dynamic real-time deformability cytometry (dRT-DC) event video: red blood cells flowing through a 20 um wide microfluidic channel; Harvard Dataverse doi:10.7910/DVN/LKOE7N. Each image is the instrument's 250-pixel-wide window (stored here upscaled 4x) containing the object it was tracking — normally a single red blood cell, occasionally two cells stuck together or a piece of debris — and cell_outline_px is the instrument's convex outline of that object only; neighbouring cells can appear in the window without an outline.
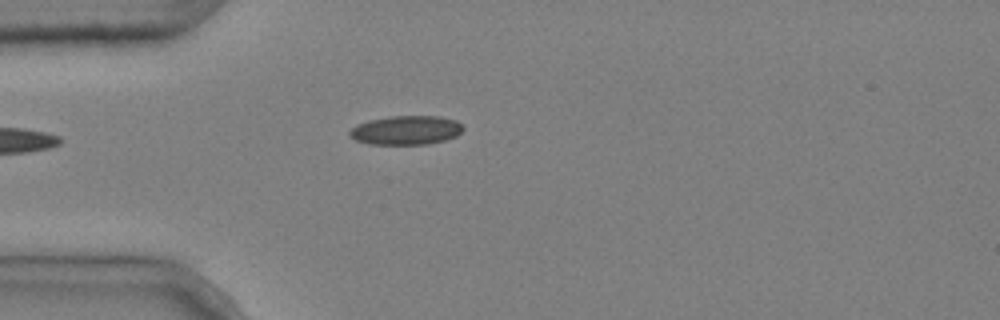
{"species": "common noctule bat (a hibernating species)", "species_latin": "Nyctalus noctula", "temperature_condition": "cold", "stored_images_in_passage": 4, "camera_frame_rate_fps": 3000, "um_per_image_px": 0.085, "animal": {"sex": "male", "body_mass_g": 20.4}, "frame": {"image": 1, "passage_image": 4, "time_ms": 1.0, "image_size_px": [1000, 320], "cell_outline_px": [[464, 128], [456, 136], [444, 140], [428, 144], [368, 144], [356, 140], [348, 136], [348, 132], [356, 124], [368, 120], [392, 116], [440, 116], [456, 120]], "centroid_in_image_um": [34.48, 11.06], "position_along_channel_um": 50.5, "area_um2": 19.25}}